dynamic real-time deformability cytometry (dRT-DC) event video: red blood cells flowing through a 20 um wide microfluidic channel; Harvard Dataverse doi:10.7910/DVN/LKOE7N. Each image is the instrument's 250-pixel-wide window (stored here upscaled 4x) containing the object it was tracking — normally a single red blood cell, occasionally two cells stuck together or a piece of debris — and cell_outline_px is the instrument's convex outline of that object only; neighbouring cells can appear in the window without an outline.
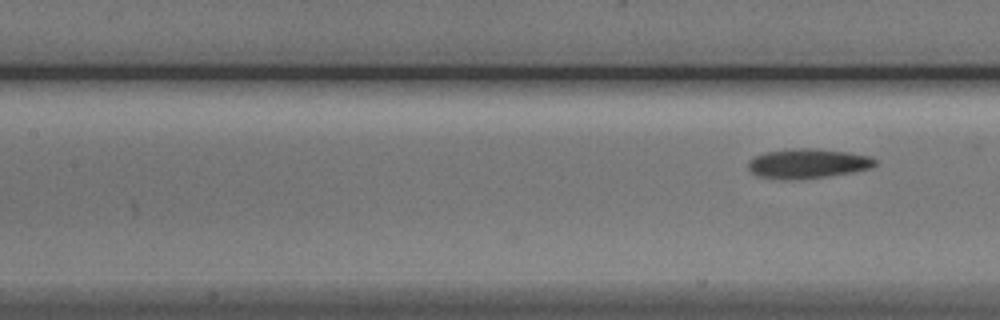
{"species": "Egyptian fruit bat (a non-hibernating species)", "species_latin": "Rousettus aegyptiacus", "temperature_condition": "cold", "stored_images_in_passage": 9, "camera_frame_rate_fps": 3000, "um_per_image_px": 0.085, "animal": {"sex": "male"}, "frame": {"image": 1, "passage_image": 9, "time_ms": 10.333, "image_size_px": [1000, 320], "cell_outline_px": [[876, 164], [872, 168], [852, 172], [824, 176], [784, 180], [756, 176], [748, 168], [748, 160], [764, 152], [792, 148], [820, 148], [848, 152], [868, 156], [876, 160]], "centroid_in_image_um": [68.62, 13.88], "position_along_channel_um": 138.8, "area_um2": 21.91}}